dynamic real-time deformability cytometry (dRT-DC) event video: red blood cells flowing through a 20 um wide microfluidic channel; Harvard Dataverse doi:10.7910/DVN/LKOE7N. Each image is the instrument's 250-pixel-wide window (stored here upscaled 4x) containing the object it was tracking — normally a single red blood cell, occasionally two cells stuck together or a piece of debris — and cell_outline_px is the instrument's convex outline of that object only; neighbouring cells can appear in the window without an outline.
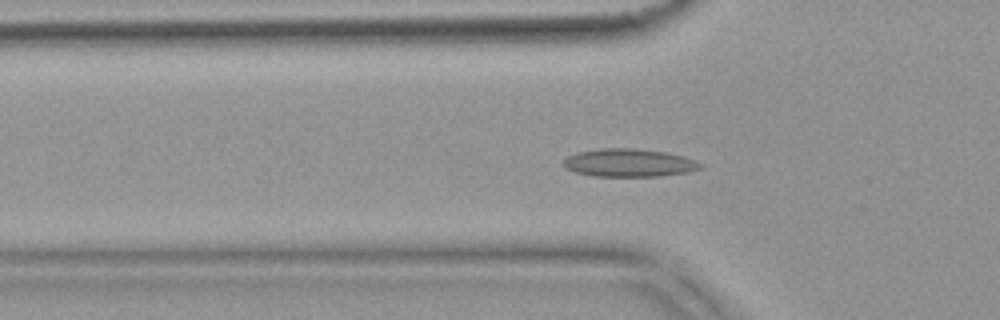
{"species": "common noctule bat (a hibernating species)", "species_latin": "Nyctalus noctula", "temperature_condition": "warm", "stored_images_in_passage": 55, "segment_of_instrument_passage": [1, 2], "camera_frame_rate_fps": 3000, "um_per_image_px": 0.085, "animal": {"sex": "female", "body_mass_g": 18.4}, "frame": {"image": 1, "passage_image": 17, "time_ms": 5.333, "image_size_px": [1000, 320], "cell_outline_px": [[704, 168], [688, 172], [660, 176], [592, 176], [576, 172], [564, 168], [560, 164], [568, 156], [576, 152], [600, 148], [632, 148], [664, 152], [684, 156], [696, 160], [704, 164]], "centroid_in_image_um": [53.47, 13.84], "position_along_channel_um": 72.3, "area_um2": 22.6}}
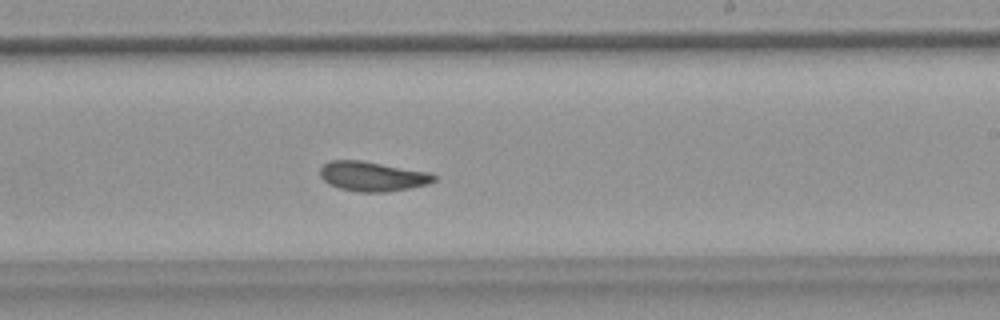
{"frame": {"image": 2, "passage_image": 32, "time_ms": 10.333, "image_size_px": [1000, 320], "cell_outline_px": [[436, 180], [428, 184], [408, 188], [384, 192], [360, 192], [340, 188], [328, 184], [320, 176], [320, 168], [328, 160], [360, 160], [428, 172], [436, 176]], "centroid_in_image_um": [31.62, 14.98], "position_along_channel_um": 257.4, "area_um2": 19.54}}
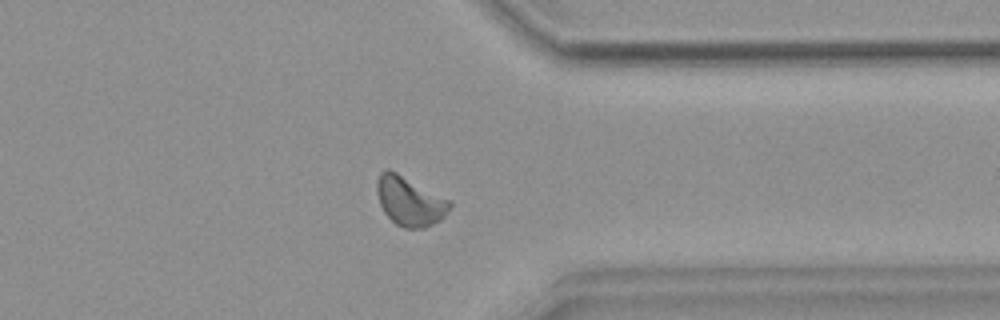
{"frame": {"image": 3, "passage_image": 42, "time_ms": 13.667, "image_size_px": [1000, 320], "cell_outline_px": [[452, 204], [448, 212], [440, 220], [424, 228], [404, 228], [396, 224], [384, 212], [380, 204], [376, 192], [376, 180], [380, 172], [388, 168], [452, 200]], "centroid_in_image_um": [34.83, 17.08], "position_along_channel_um": 376.6, "area_um2": 21.04}}